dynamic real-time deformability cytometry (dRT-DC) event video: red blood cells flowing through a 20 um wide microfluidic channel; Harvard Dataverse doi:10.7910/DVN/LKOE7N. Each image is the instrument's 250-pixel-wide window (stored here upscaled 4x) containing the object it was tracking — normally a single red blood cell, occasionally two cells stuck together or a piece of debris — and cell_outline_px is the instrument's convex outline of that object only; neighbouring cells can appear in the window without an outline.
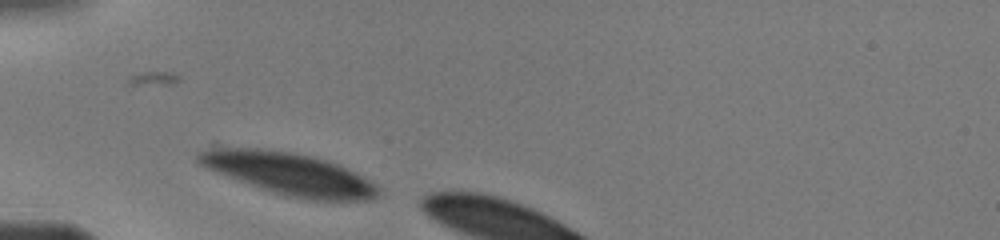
{"species": "human", "species_latin": "Homo sapiens", "temperature_condition": "warm", "stored_images_in_passage": 4, "camera_frame_rate_fps": 3000, "um_per_image_px": 0.085, "donor": {"sex": "male"}, "frame": {"image": 1, "passage_image": 1, "time_ms": 0.0, "image_size_px": [1000, 240], "cell_outline_px": [[384, 196], [372, 200], [308, 200], [288, 196], [272, 192], [260, 188], [204, 168], [196, 160], [196, 156], [212, 140], [296, 152], [328, 160], [348, 168], [364, 176], [376, 184], [384, 192]], "centroid_in_image_um": [24.45, 14.67], "position_along_channel_um": 60.6, "area_um2": 46.82}}